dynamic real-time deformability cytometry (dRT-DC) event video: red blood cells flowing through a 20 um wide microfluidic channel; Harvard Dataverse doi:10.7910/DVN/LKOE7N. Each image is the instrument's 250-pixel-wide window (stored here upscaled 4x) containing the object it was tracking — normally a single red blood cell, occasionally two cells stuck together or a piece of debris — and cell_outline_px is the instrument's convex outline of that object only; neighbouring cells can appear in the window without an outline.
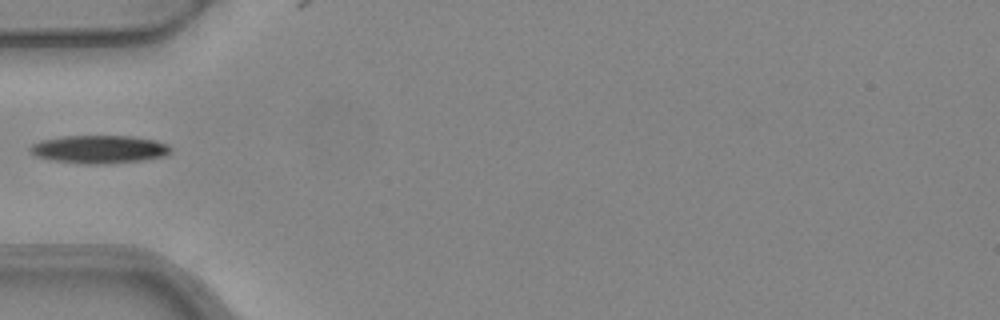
{"species": "common noctule bat (a hibernating species)", "species_latin": "Nyctalus noctula", "temperature_condition": "warm", "stored_images_in_passage": 1, "camera_frame_rate_fps": 3000, "um_per_image_px": 0.085, "animal": {"sex": "female", "body_mass_g": 24.6, "forearm_length_mm": 56.2}, "frame": {"image": 1, "passage_image": 1, "time_ms": 0.0, "image_size_px": [1000, 320], "cell_outline_px": [[172, 152], [168, 156], [144, 160], [100, 164], [88, 164], [52, 160], [36, 156], [28, 148], [32, 144], [40, 140], [64, 136], [132, 136], [156, 140], [168, 144], [172, 148]], "centroid_in_image_um": [8.49, 12.68], "position_along_channel_um": 76.5, "area_um2": 23.12}}